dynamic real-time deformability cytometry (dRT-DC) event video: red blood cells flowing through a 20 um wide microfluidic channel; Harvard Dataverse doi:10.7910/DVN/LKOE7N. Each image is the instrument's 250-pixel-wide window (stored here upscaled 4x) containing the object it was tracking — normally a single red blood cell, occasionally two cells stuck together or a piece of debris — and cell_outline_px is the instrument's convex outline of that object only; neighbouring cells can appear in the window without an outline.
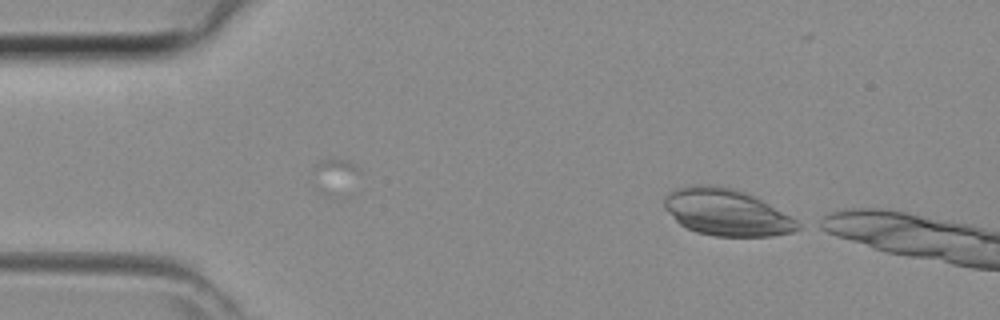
{"species": "common noctule bat (a hibernating species)", "species_latin": "Nyctalus noctula", "temperature_condition": "room temperature", "stored_images_in_passage": 5, "camera_frame_rate_fps": 3000, "um_per_image_px": 0.085, "animal": {"sex": "female", "body_mass_g": 29.2, "forearm_length_mm": 56.3}, "frame": {"image": 1, "passage_image": 5, "time_ms": 1.333, "image_size_px": [1000, 320], "cell_outline_px": [[804, 224], [800, 228], [792, 232], [772, 236], [716, 236], [696, 232], [680, 224], [664, 208], [664, 196], [668, 192], [676, 188], [692, 184], [712, 184], [732, 188], [744, 192], [768, 204]], "centroid_in_image_um": [61.73, 18.04], "position_along_channel_um": 23.3, "area_um2": 36.24}}